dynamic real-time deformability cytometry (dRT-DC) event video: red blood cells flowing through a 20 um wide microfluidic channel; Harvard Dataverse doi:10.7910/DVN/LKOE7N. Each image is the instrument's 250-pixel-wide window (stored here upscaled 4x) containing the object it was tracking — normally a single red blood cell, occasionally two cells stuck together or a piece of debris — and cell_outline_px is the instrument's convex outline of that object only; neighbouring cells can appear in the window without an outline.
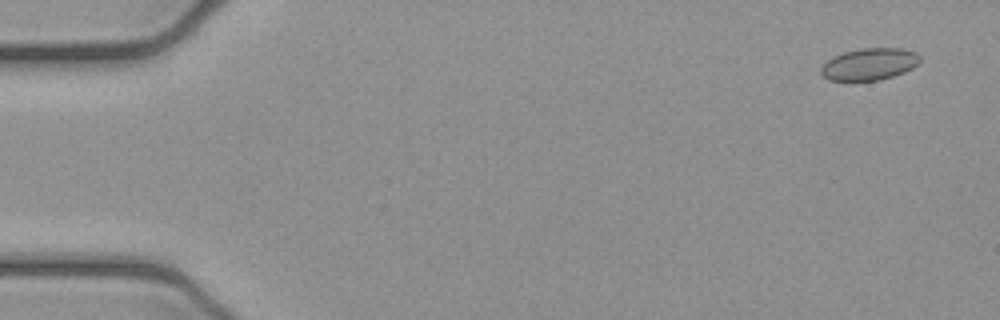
{"species": "common noctule bat (a hibernating species)", "species_latin": "Nyctalus noctula", "temperature_condition": "cold", "stored_images_in_passage": 4, "camera_frame_rate_fps": 3000, "um_per_image_px": 0.085, "animal": {"sex": "female", "body_mass_g": 21.9}, "frame": {"image": 1, "passage_image": 1, "time_ms": 0.0, "image_size_px": [1000, 320], "cell_outline_px": [[920, 60], [912, 68], [904, 72], [880, 80], [852, 84], [828, 80], [820, 72], [820, 68], [828, 60], [844, 52], [860, 48], [900, 48], [916, 52], [920, 56]], "centroid_in_image_um": [73.85, 5.5], "position_along_channel_um": 11.1, "area_um2": 18.96}}